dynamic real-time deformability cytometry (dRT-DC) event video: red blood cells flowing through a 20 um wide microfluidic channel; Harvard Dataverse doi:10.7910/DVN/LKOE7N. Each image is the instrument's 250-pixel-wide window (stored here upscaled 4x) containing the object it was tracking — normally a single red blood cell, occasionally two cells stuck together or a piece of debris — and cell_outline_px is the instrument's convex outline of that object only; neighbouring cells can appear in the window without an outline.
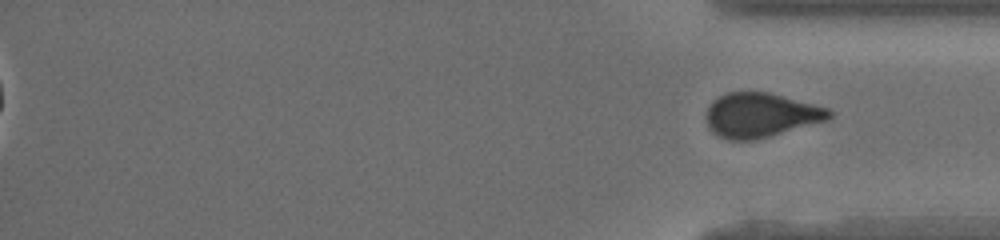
{"species": "human", "species_latin": "Homo sapiens", "temperature_condition": "cold", "stored_images_in_passage": 36, "segment_of_instrument_passage": [2, 2], "camera_frame_rate_fps": 3000, "um_per_image_px": 0.085, "donor": {"sex": "male"}, "frame": {"image": 1, "passage_image": 36, "time_ms": 14.333, "image_size_px": [1000, 240], "cell_outline_px": [[832, 116], [828, 120], [756, 140], [728, 140], [712, 132], [708, 128], [708, 104], [712, 100], [728, 92], [768, 92], [828, 108], [832, 112]], "centroid_in_image_um": [64.66, 9.79], "position_along_channel_um": 370.5, "area_um2": 31.67}}